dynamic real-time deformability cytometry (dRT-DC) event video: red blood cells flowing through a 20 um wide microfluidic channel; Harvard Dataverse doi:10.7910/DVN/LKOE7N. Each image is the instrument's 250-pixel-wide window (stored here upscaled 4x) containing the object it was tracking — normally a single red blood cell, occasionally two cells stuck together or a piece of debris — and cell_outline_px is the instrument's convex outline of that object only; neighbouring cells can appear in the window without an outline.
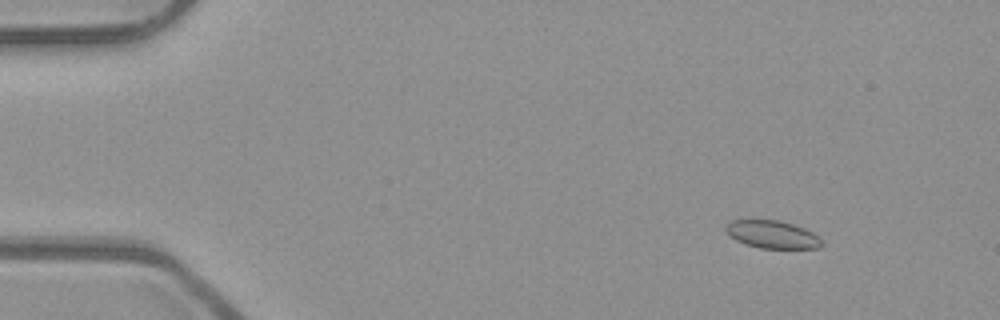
{"species": "common noctule bat (a hibernating species)", "species_latin": "Nyctalus noctula", "temperature_condition": "room temperature", "stored_images_in_passage": 52, "camera_frame_rate_fps": 3000, "um_per_image_px": 0.085, "animal": {"sex": "male", "body_mass_g": 23.1, "forearm_length_mm": 52.7}, "frame": {"image": 1, "passage_image": 5, "time_ms": 1.333, "image_size_px": [1000, 320], "cell_outline_px": [[824, 244], [820, 248], [760, 248], [744, 244], [736, 240], [724, 228], [732, 220], [780, 220], [804, 228], [820, 236]], "centroid_in_image_um": [65.7, 19.93], "position_along_channel_um": 19.3, "area_um2": 15.49}}
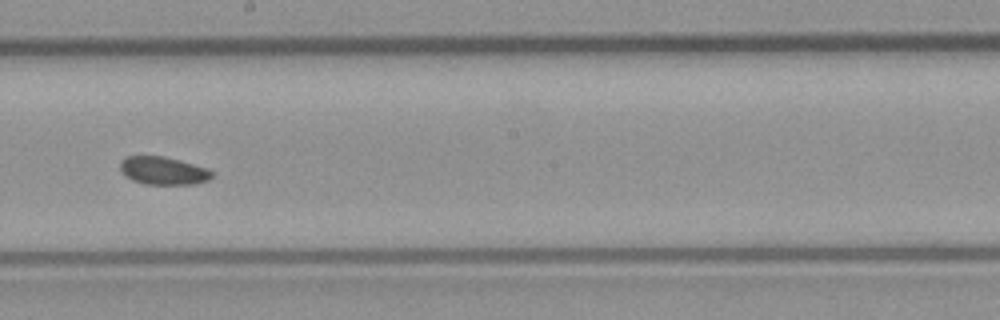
{"frame": {"image": 2, "passage_image": 29, "time_ms": 9.333, "image_size_px": [1000, 320], "cell_outline_px": [[216, 172], [208, 180], [196, 184], [144, 184], [132, 180], [120, 168], [120, 160], [124, 156], [164, 156], [180, 160], [208, 168]], "centroid_in_image_um": [13.92, 14.5], "position_along_channel_um": 234.3, "area_um2": 15.03}}
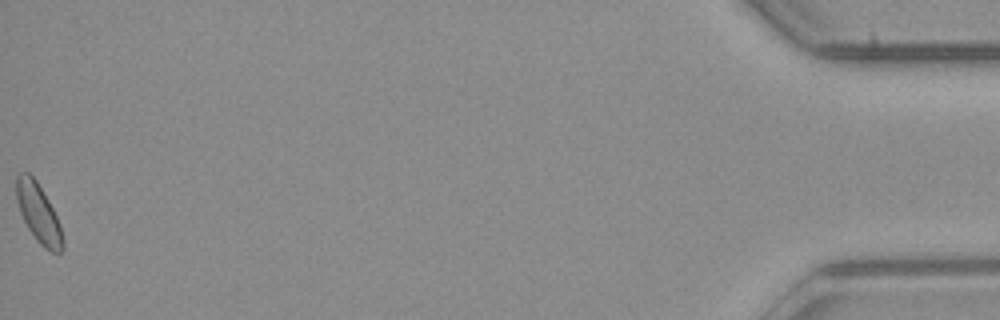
{"frame": {"image": 3, "passage_image": 52, "time_ms": 17.0, "image_size_px": [1000, 320], "cell_outline_px": [[64, 248], [60, 252], [52, 252], [44, 248], [36, 240], [28, 228], [20, 212], [16, 200], [16, 176], [20, 172], [28, 172], [36, 180], [48, 200], [60, 224], [64, 240]], "centroid_in_image_um": [3.27, 18.13], "position_along_channel_um": 431.9, "area_um2": 15.84}}